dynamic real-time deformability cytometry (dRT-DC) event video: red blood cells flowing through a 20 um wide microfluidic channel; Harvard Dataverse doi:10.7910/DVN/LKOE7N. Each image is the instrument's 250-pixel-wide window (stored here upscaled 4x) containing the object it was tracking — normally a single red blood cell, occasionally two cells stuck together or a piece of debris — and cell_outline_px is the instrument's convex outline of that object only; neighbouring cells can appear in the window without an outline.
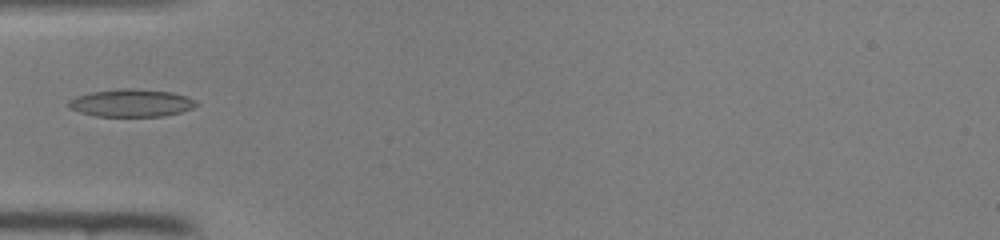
{"species": "common noctule bat (a hibernating species)", "species_latin": "Nyctalus noctula", "temperature_condition": "room temperature", "stored_images_in_passage": 4, "camera_frame_rate_fps": 3000, "um_per_image_px": 0.085, "animal": {"sex": "female", "body_mass_g": 22.0, "forearm_length_mm": 56.7}, "frame": {"image": 1, "passage_image": 1, "time_ms": 0.0, "image_size_px": [1000, 240], "cell_outline_px": [[200, 104], [192, 108], [180, 112], [164, 116], [96, 116], [80, 112], [68, 108], [68, 100], [76, 96], [92, 92], [120, 88], [132, 88], [172, 92], [188, 96], [196, 100]], "centroid_in_image_um": [11.18, 8.75], "position_along_channel_um": 73.8, "area_um2": 20.69}}